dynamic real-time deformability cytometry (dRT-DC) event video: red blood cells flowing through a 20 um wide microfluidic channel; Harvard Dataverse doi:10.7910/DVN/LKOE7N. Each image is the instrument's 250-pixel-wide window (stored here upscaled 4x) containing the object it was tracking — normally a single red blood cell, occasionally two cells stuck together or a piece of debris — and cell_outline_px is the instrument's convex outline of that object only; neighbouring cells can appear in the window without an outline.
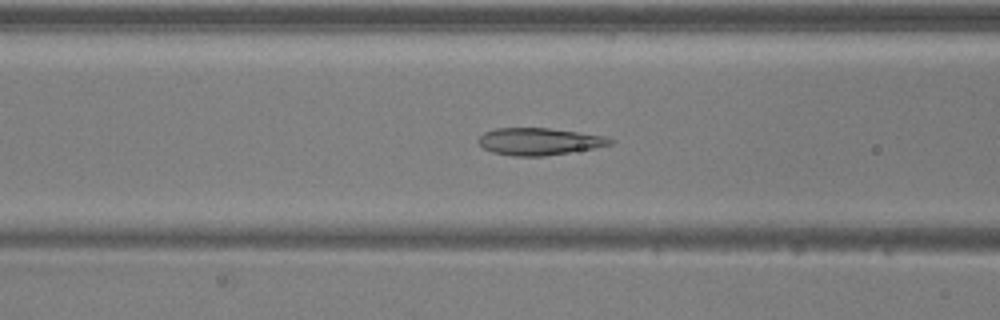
{"species": "common noctule bat (a hibernating species)", "species_latin": "Nyctalus noctula", "temperature_condition": "warm", "stored_images_in_passage": 45, "camera_frame_rate_fps": 3000, "um_per_image_px": 0.085, "animal": {"sex": "male", "body_mass_g": 20.5, "forearm_length_mm": 52.5}, "frame": {"image": 1, "passage_image": 21, "time_ms": 6.667, "image_size_px": [1000, 320], "cell_outline_px": [[616, 140], [612, 144], [592, 148], [544, 156], [512, 156], [492, 152], [484, 148], [476, 140], [484, 132], [496, 128], [548, 128], [608, 136]], "centroid_in_image_um": [45.83, 12.02], "position_along_channel_um": 120.8, "area_um2": 20.81}}
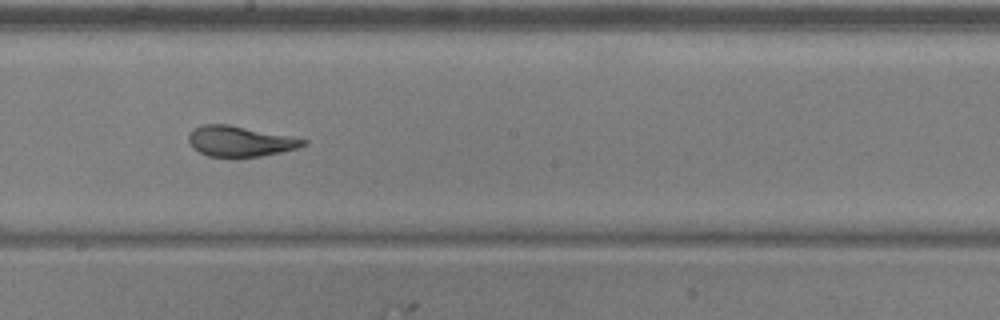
{"frame": {"image": 2, "passage_image": 29, "time_ms": 9.333, "image_size_px": [1000, 320], "cell_outline_px": [[308, 144], [296, 148], [280, 152], [260, 156], [208, 156], [200, 152], [188, 140], [188, 136], [196, 128], [204, 124], [228, 124], [308, 140]], "centroid_in_image_um": [20.42, 12.0], "position_along_channel_um": 227.8, "area_um2": 19.71}}
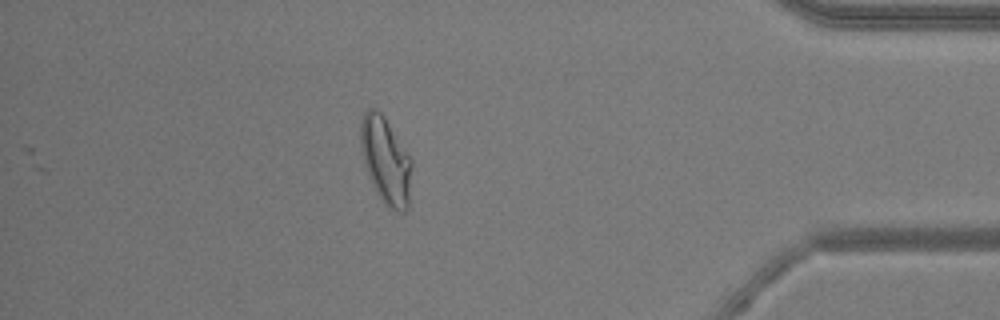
{"frame": {"image": 3, "passage_image": 45, "time_ms": 14.667, "image_size_px": [1000, 320], "cell_outline_px": [[412, 164], [408, 208], [404, 212], [396, 212], [384, 204], [380, 200], [368, 176], [364, 164], [360, 144], [360, 124], [364, 112], [368, 108], [376, 108], [384, 116], [412, 160]], "centroid_in_image_um": [32.77, 13.66], "position_along_channel_um": 402.4, "area_um2": 26.01}, "authors_computed_cell_mechanics": {"area_um2": 21.2704, "velocity_mm_per_s": 4.0083, "shape_relaxation_time_tau1_ms": 9.549, "shape_relaxation_time_tau2_ms": 0.9447, "deformation_change_tau1": 0.2793, "deformation_change_tau2": 0.0712}}